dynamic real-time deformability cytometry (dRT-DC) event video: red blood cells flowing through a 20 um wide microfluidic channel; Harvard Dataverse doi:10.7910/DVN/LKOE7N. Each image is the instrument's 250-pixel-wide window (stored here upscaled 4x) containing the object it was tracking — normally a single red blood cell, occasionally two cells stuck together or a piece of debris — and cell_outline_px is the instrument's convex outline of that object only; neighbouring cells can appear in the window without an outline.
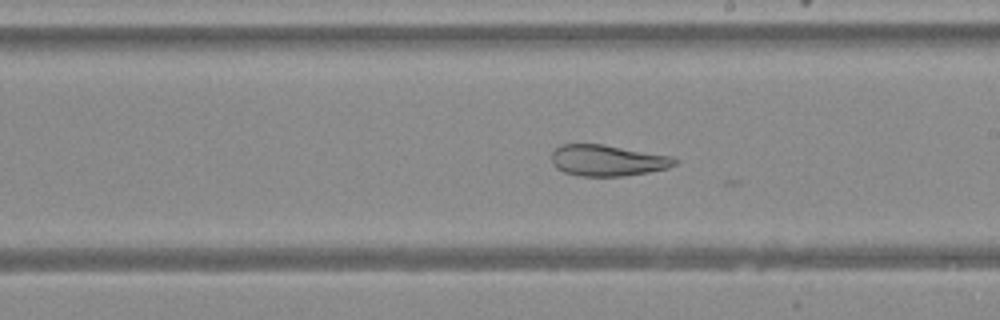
{"species": "Egyptian fruit bat (a non-hibernating species)", "species_latin": "Rousettus aegyptiacus", "temperature_condition": "warm", "stored_images_in_passage": 20, "camera_frame_rate_fps": 3000, "um_per_image_px": 0.085, "animal": {"sex": "female"}, "frame": {"image": 1, "passage_image": 14, "time_ms": 4.333, "image_size_px": [1000, 320], "cell_outline_px": [[680, 160], [676, 164], [668, 168], [648, 172], [624, 176], [584, 176], [564, 172], [556, 168], [552, 164], [552, 152], [560, 144], [604, 144], [672, 156]], "centroid_in_image_um": [51.66, 13.63], "position_along_channel_um": 237.3, "area_um2": 22.48}}